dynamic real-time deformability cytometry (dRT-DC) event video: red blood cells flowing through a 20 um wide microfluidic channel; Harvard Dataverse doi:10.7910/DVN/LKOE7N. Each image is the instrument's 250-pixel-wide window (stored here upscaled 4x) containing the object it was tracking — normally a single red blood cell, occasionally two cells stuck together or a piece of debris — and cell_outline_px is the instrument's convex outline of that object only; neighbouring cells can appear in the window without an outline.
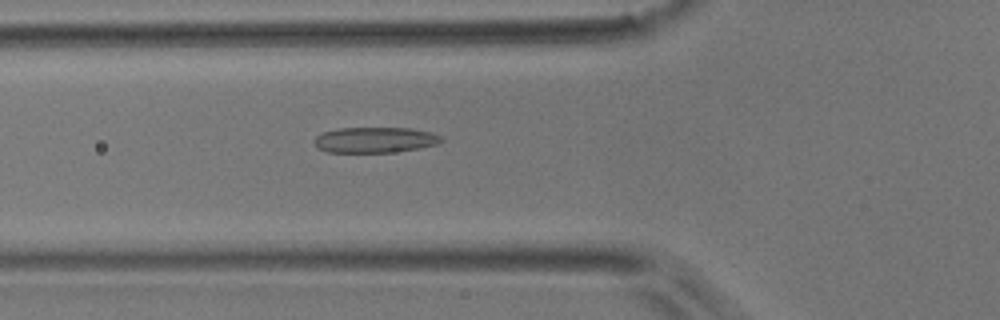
{"species": "common noctule bat (a hibernating species)", "species_latin": "Nyctalus noctula", "temperature_condition": "room temperature", "stored_images_in_passage": 50, "camera_frame_rate_fps": 3000, "um_per_image_px": 0.085, "animal": {"sex": "male", "body_mass_g": 17.9}, "frame": {"image": 1, "passage_image": 18, "time_ms": 5.667, "image_size_px": [1000, 320], "cell_outline_px": [[444, 140], [436, 144], [420, 148], [392, 152], [328, 152], [316, 148], [312, 140], [316, 136], [324, 132], [340, 128], [412, 128], [428, 132], [440, 136]], "centroid_in_image_um": [31.82, 11.89], "position_along_channel_um": 94.0, "area_um2": 18.9}}
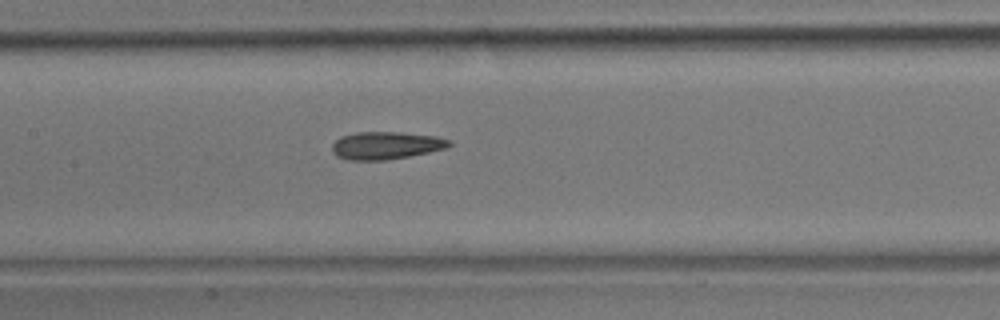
{"frame": {"image": 2, "passage_image": 24, "time_ms": 7.667, "image_size_px": [1000, 320], "cell_outline_px": [[452, 144], [448, 148], [388, 160], [348, 160], [336, 156], [332, 152], [332, 144], [340, 136], [356, 132], [400, 132], [436, 136], [448, 140]], "centroid_in_image_um": [32.78, 12.36], "position_along_channel_um": 174.6, "area_um2": 18.9}}
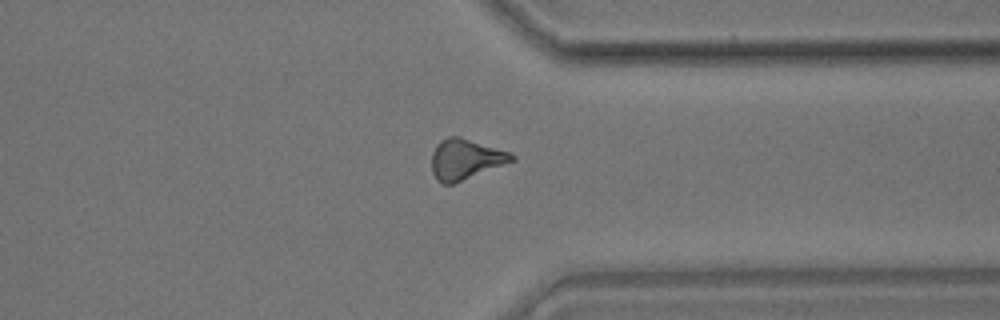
{"frame": {"image": 3, "passage_image": 39, "time_ms": 12.667, "image_size_px": [1000, 320], "cell_outline_px": [[516, 160], [452, 184], [444, 184], [436, 180], [432, 172], [432, 152], [436, 144], [440, 140], [448, 136], [460, 136], [512, 152], [516, 156]], "centroid_in_image_um": [39.58, 13.51], "position_along_channel_um": 371.8, "area_um2": 19.07}, "authors_computed_cell_mechanics": {"area_um2": 18.6983, "velocity_mm_per_s": 3.9991, "shape_relaxation_time_tau1_ms": 7.8617, "shape_relaxation_time_tau2_ms": 3.5546, "deformation_change_tau1": 0.161, "deformation_change_tau2": 0.138}}